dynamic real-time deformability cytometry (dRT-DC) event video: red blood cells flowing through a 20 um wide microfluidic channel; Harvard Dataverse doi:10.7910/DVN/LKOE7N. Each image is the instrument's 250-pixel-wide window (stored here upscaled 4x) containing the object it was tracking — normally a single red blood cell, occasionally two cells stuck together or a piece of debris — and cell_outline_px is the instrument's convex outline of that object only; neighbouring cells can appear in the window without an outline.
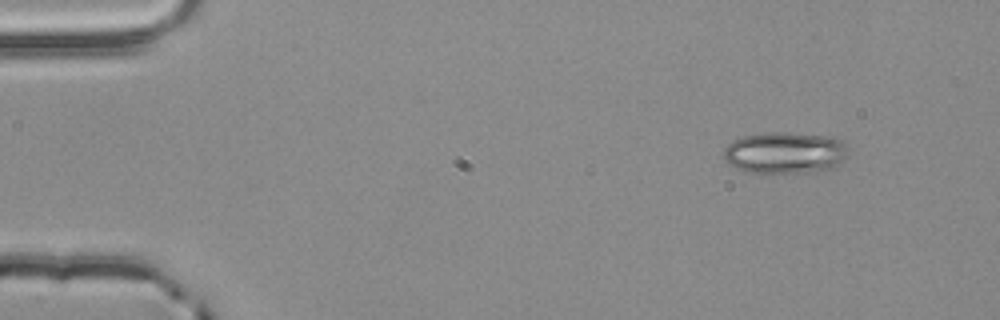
{"species": "common noctule bat (a hibernating species)", "species_latin": "Nyctalus noctula", "temperature_condition": "room temperature", "stored_images_in_passage": 3, "camera_frame_rate_fps": 3000, "um_per_image_px": 0.085, "animal": {"sex": "male", "body_mass_g": 20.4}, "frame": {"image": 1, "passage_image": 1, "time_ms": 0.0, "image_size_px": [1000, 320], "cell_outline_px": [[848, 148], [844, 160], [836, 168], [824, 172], [752, 172], [736, 168], [728, 164], [724, 160], [724, 148], [732, 140], [744, 136], [768, 132], [788, 132], [832, 136], [844, 140], [848, 144]], "centroid_in_image_um": [66.8, 12.97], "position_along_channel_um": 18.2, "area_um2": 30.81}}